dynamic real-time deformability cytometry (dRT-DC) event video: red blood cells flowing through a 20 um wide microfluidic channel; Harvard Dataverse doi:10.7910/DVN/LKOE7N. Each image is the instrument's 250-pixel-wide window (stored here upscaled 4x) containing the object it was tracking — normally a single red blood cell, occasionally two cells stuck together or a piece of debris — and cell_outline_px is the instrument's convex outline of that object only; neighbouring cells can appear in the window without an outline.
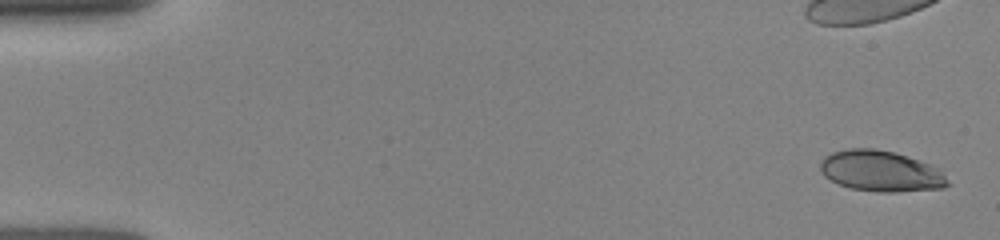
{"species": "human", "species_latin": "Homo sapiens", "temperature_condition": "room temperature", "stored_images_in_passage": 11, "camera_frame_rate_fps": 3000, "um_per_image_px": 0.085, "donor": {"sex": "female"}, "frame": {"image": 1, "passage_image": 1, "time_ms": 0.0, "image_size_px": [1000, 240], "cell_outline_px": [[952, 184], [944, 188], [896, 192], [880, 192], [852, 188], [840, 184], [824, 176], [820, 172], [820, 164], [824, 156], [832, 152], [848, 148], [876, 148], [896, 152], [908, 156], [928, 164], [936, 168]], "centroid_in_image_um": [74.86, 14.54], "position_along_channel_um": 10.1, "area_um2": 30.35}}